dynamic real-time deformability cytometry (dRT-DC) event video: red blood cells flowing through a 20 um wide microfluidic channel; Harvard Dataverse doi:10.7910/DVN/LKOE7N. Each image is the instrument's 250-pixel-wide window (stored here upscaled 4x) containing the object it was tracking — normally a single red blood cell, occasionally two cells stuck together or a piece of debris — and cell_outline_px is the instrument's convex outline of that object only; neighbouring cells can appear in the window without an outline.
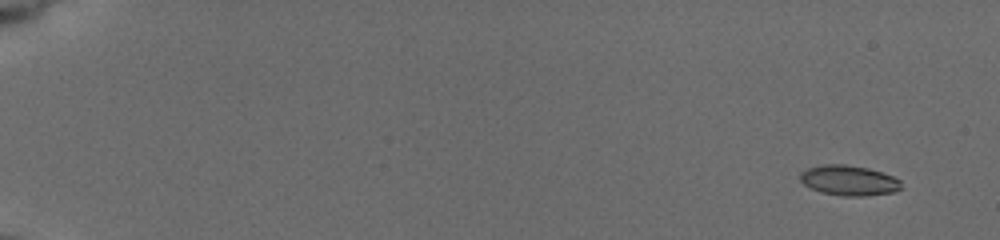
{"species": "common noctule bat (a hibernating species)", "species_latin": "Nyctalus noctula", "temperature_condition": "cold", "stored_images_in_passage": 24, "camera_frame_rate_fps": 3000, "um_per_image_px": 0.085, "animal": {"sex": "female", "body_mass_g": 19.5, "forearm_length_mm": 54.1}, "frame": {"image": 1, "passage_image": 2, "time_ms": 1.0, "image_size_px": [1000, 240], "cell_outline_px": [[900, 188], [896, 192], [864, 196], [844, 196], [820, 192], [804, 184], [800, 180], [800, 172], [808, 168], [824, 164], [844, 164], [868, 168], [892, 176], [900, 180]], "centroid_in_image_um": [72.14, 15.34], "position_along_channel_um": 12.9, "area_um2": 17.69}}
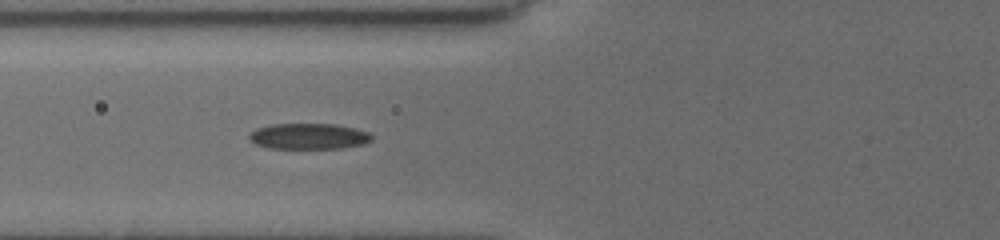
{"frame": {"image": 2, "passage_image": 18, "time_ms": 8.0, "image_size_px": [1000, 240], "cell_outline_px": [[372, 140], [364, 144], [344, 148], [268, 148], [256, 144], [248, 140], [248, 136], [256, 128], [268, 124], [336, 124], [356, 128], [368, 132], [372, 136]], "centroid_in_image_um": [26.23, 11.58], "position_along_channel_um": 99.6, "area_um2": 18.61}}
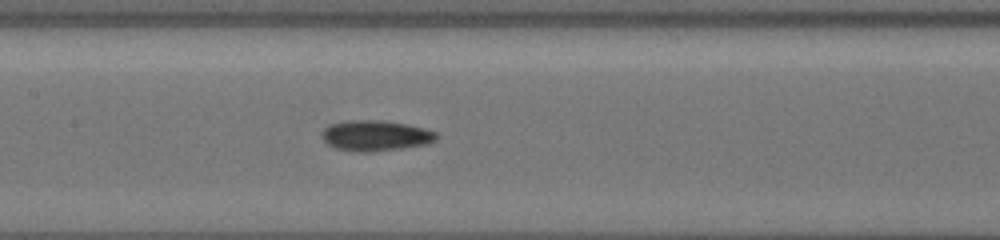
{"frame": {"image": 3, "passage_image": 24, "time_ms": 10.0, "image_size_px": [1000, 240], "cell_outline_px": [[440, 136], [436, 140], [428, 144], [404, 148], [372, 152], [352, 152], [336, 148], [328, 144], [324, 140], [324, 128], [332, 124], [352, 120], [376, 120], [404, 124], [424, 128], [436, 132]], "centroid_in_image_um": [31.98, 11.55], "position_along_channel_um": 175.4, "area_um2": 20.29}}